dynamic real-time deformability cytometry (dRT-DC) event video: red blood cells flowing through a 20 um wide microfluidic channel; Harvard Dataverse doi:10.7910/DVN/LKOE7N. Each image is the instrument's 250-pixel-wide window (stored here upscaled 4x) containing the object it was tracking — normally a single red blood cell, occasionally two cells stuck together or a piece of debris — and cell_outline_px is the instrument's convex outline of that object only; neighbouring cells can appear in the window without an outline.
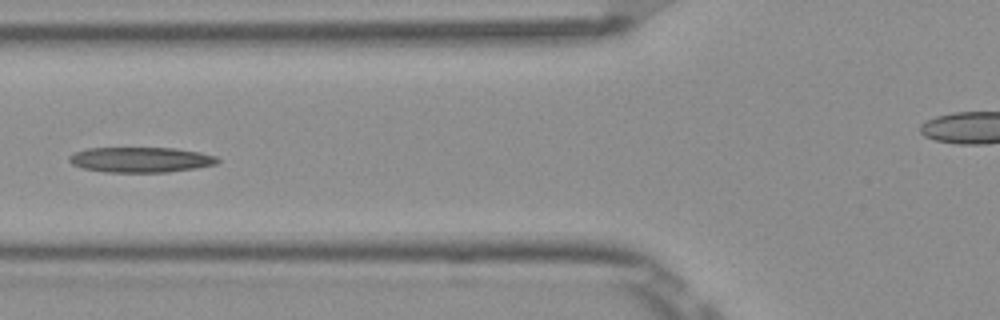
{"species": "Egyptian fruit bat (a non-hibernating species)", "species_latin": "Rousettus aegyptiacus", "temperature_condition": "room temperature", "stored_images_in_passage": 7, "camera_frame_rate_fps": 3000, "um_per_image_px": 0.085, "frame": {"image": 1, "passage_image": 6, "time_ms": 1.667, "image_size_px": [1000, 320], "cell_outline_px": [[220, 160], [216, 164], [196, 168], [168, 172], [104, 172], [84, 168], [72, 164], [68, 160], [68, 156], [72, 152], [88, 148], [176, 148], [200, 152], [216, 156]], "centroid_in_image_um": [11.94, 13.57], "position_along_channel_um": 113.9, "area_um2": 21.96}}
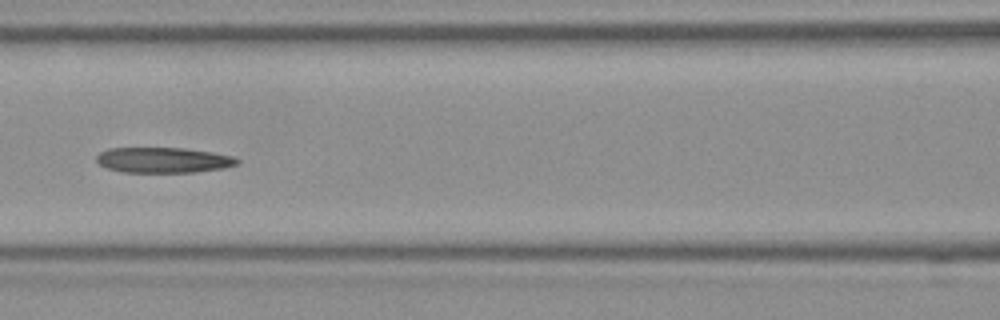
{"frame": {"image": 2, "passage_image": 7, "time_ms": 2.0, "image_size_px": [1000, 320], "cell_outline_px": [[240, 160], [236, 164], [224, 168], [196, 172], [124, 172], [108, 168], [100, 164], [96, 160], [96, 156], [100, 152], [108, 148], [184, 148], [212, 152], [232, 156]], "centroid_in_image_um": [13.88, 13.6], "position_along_channel_um": 152.7, "area_um2": 20.75}}